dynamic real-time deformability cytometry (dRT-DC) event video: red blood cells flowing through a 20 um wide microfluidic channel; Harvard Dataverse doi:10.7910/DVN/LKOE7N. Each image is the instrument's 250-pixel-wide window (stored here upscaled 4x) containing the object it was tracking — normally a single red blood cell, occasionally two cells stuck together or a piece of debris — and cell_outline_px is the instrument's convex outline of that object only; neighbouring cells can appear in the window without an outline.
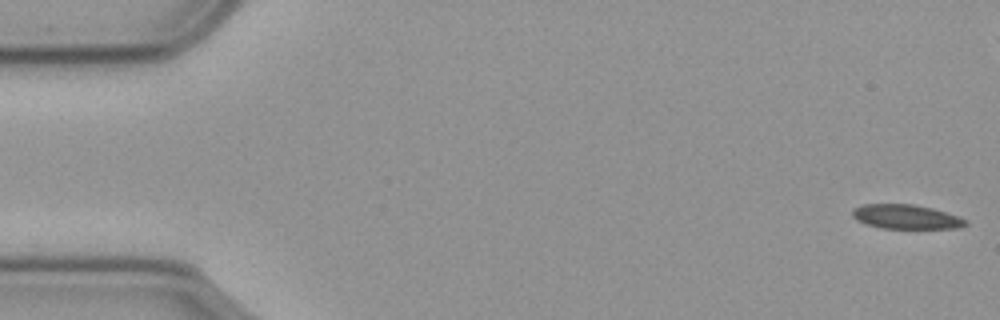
{"species": "common noctule bat (a hibernating species)", "species_latin": "Nyctalus noctula", "temperature_condition": "cold", "stored_images_in_passage": 16, "camera_frame_rate_fps": 3000, "um_per_image_px": 0.085, "animal": {"sex": "male", "body_mass_g": 23.1, "forearm_length_mm": 52.7}, "frame": {"image": 1, "passage_image": 1, "time_ms": 0.0, "image_size_px": [1000, 320], "cell_outline_px": [[968, 224], [956, 228], [880, 228], [868, 224], [852, 216], [852, 208], [864, 204], [912, 204], [932, 208], [968, 220]], "centroid_in_image_um": [77.01, 18.42], "position_along_channel_um": 8.0, "area_um2": 15.78}}